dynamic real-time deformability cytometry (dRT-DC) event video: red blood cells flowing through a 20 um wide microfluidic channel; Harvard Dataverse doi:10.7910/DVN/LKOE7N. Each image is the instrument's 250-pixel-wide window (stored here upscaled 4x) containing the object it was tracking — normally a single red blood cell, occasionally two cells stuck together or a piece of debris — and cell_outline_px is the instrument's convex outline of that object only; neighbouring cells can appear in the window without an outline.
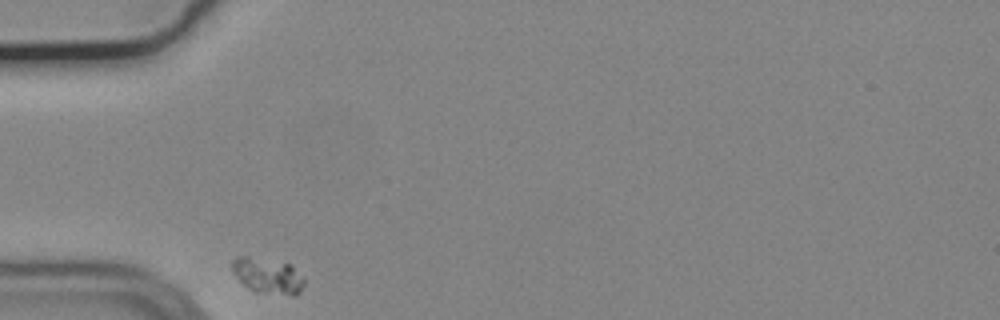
{"species": "common noctule bat (a hibernating species)", "species_latin": "Nyctalus noctula", "temperature_condition": "cold", "stored_images_in_passage": 32, "camera_frame_rate_fps": 3000, "um_per_image_px": 0.085, "animal": {"sex": "male", "body_mass_g": 19.2, "forearm_length_mm": 51.8}, "frame": {"image": 1, "passage_image": 1, "time_ms": 0.0, "image_size_px": [1000, 320], "cell_outline_px": [[304, 284], [300, 292], [296, 296], [292, 296], [252, 292], [240, 284], [232, 272], [232, 260], [236, 256], [248, 256], [292, 264], [304, 280]], "centroid_in_image_um": [22.72, 23.47], "position_along_channel_um": 62.3, "area_um2": 15.49}}
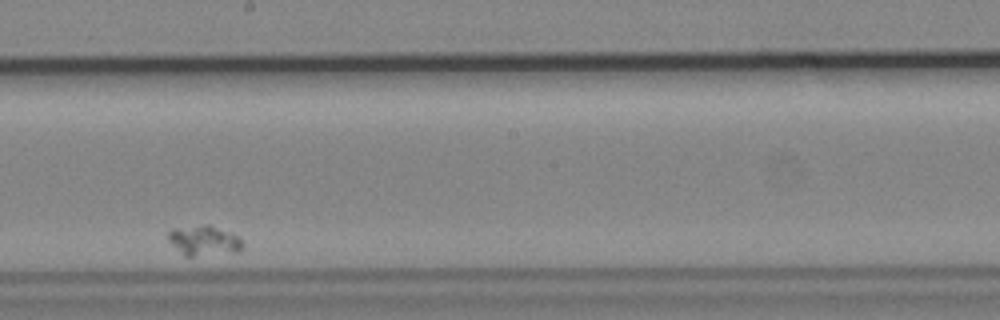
{"frame": {"image": 2, "passage_image": 19, "time_ms": 6.0, "image_size_px": [1000, 320], "cell_outline_px": [[244, 248], [240, 252], [192, 256], [184, 256], [168, 240], [168, 232], [172, 228], [204, 224], [208, 224], [228, 232], [236, 236], [244, 244]], "centroid_in_image_um": [17.33, 20.45], "position_along_channel_um": 230.9, "area_um2": 13.06}}
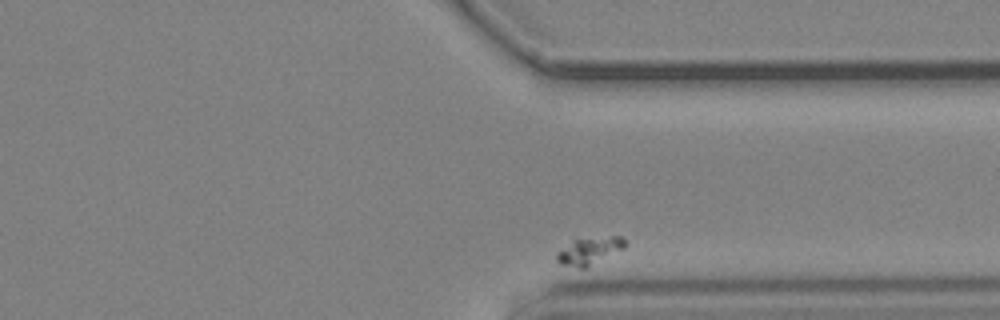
{"frame": {"image": 3, "passage_image": 32, "time_ms": 10.333, "image_size_px": [1000, 320], "cell_outline_px": [[628, 244], [624, 248], [588, 268], [580, 268], [560, 264], [556, 260], [556, 252], [572, 236], [620, 236]], "centroid_in_image_um": [50.03, 21.27], "position_along_channel_um": 361.4, "area_um2": 11.79}}